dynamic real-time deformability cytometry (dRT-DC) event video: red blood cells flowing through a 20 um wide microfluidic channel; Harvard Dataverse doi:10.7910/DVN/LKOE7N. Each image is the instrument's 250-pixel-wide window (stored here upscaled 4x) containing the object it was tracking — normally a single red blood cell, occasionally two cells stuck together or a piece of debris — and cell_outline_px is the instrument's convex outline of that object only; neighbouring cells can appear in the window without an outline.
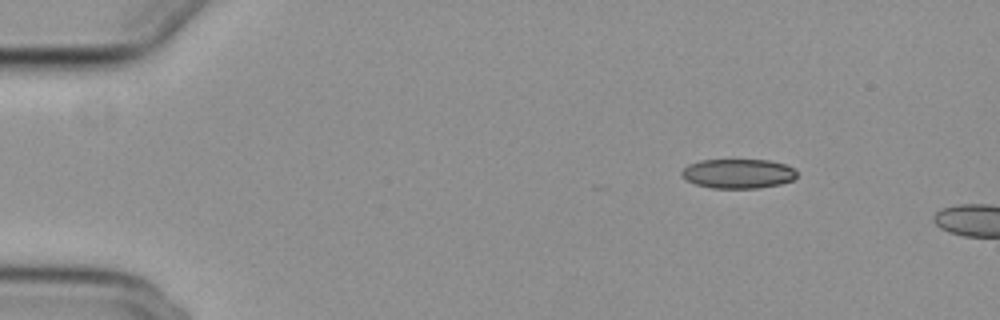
{"species": "common noctule bat (a hibernating species)", "species_latin": "Nyctalus noctula", "temperature_condition": "cold", "stored_images_in_passage": 5, "camera_frame_rate_fps": 3000, "um_per_image_px": 0.085, "animal": {"sex": "female", "body_mass_g": 29.2, "forearm_length_mm": 56.3}, "frame": {"image": 1, "passage_image": 1, "time_ms": 0.0, "image_size_px": [1000, 320], "cell_outline_px": [[796, 176], [792, 180], [780, 184], [760, 188], [712, 188], [696, 184], [680, 176], [680, 172], [688, 164], [700, 160], [768, 160], [784, 164], [796, 168]], "centroid_in_image_um": [62.73, 14.75], "position_along_channel_um": 22.3, "area_um2": 19.83}}